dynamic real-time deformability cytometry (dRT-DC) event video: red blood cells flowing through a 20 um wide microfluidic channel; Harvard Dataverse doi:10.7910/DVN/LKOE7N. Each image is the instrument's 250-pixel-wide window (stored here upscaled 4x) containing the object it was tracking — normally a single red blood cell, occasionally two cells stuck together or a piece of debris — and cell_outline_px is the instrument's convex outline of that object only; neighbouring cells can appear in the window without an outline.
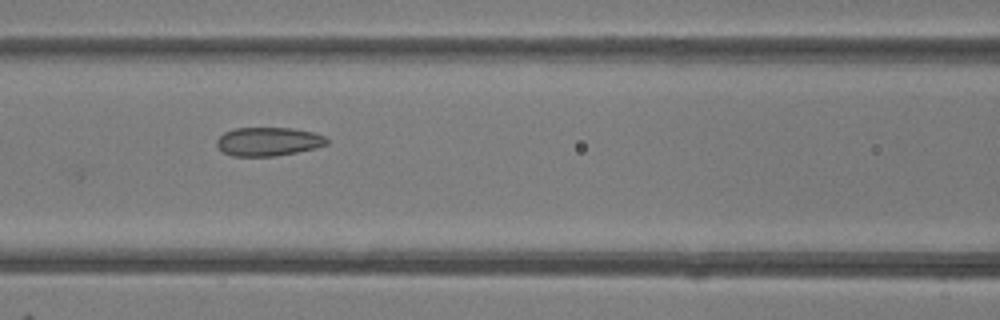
{"species": "common noctule bat (a hibernating species)", "species_latin": "Nyctalus noctula", "temperature_condition": "room temperature", "stored_images_in_passage": 8, "camera_frame_rate_fps": 3000, "um_per_image_px": 0.085, "animal": {"sex": "female"}, "frame": {"image": 1, "passage_image": 7, "time_ms": 7.667, "image_size_px": [1000, 320], "cell_outline_px": [[328, 144], [316, 148], [276, 156], [232, 156], [224, 152], [216, 144], [216, 140], [224, 132], [236, 128], [292, 128], [312, 132], [324, 136], [328, 140]], "centroid_in_image_um": [22.81, 12.03], "position_along_channel_um": 143.8, "area_um2": 18.32}}
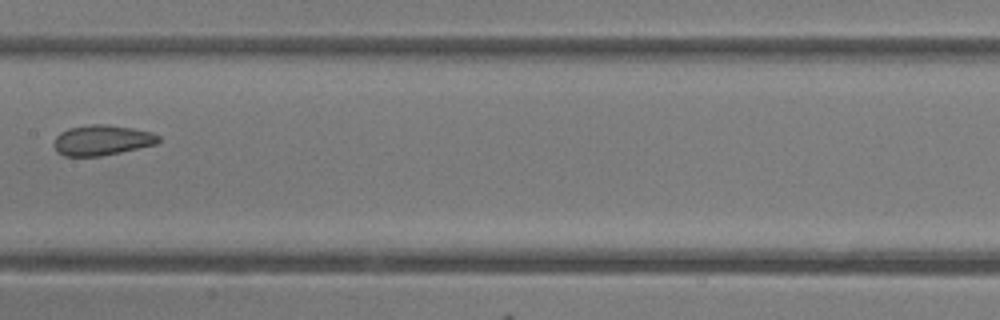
{"frame": {"image": 2, "passage_image": 8, "time_ms": 9.0, "image_size_px": [1000, 320], "cell_outline_px": [[160, 140], [156, 144], [120, 152], [100, 156], [64, 156], [56, 152], [52, 144], [56, 136], [60, 132], [68, 128], [92, 124], [104, 124], [132, 128], [152, 132], [160, 136]], "centroid_in_image_um": [8.63, 11.91], "position_along_channel_um": 198.8, "area_um2": 18.55}}